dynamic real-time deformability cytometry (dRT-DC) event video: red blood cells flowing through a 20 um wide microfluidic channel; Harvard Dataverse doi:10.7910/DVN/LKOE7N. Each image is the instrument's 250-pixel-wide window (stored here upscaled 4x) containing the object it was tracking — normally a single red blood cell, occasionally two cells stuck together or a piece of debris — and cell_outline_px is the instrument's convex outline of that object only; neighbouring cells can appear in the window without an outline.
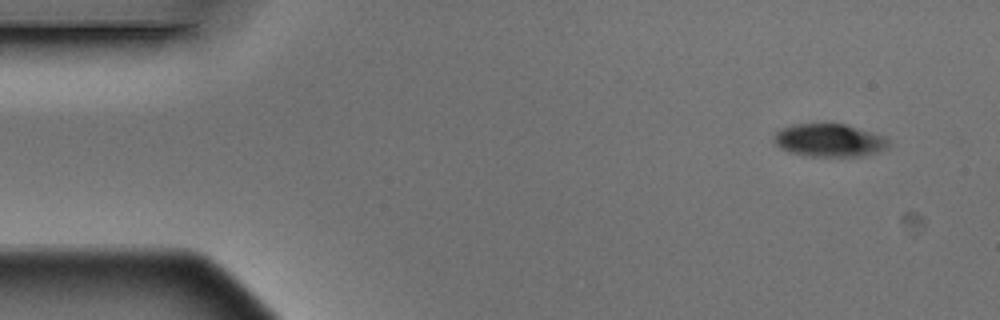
{"species": "Egyptian fruit bat (a non-hibernating species)", "species_latin": "Rousettus aegyptiacus", "temperature_condition": "warm", "stored_images_in_passage": 8, "camera_frame_rate_fps": 3000, "um_per_image_px": 0.085, "animal": {"sex": "male"}, "frame": {"image": 1, "passage_image": 1, "time_ms": 0.0, "image_size_px": [1000, 320], "cell_outline_px": [[888, 148], [864, 156], [804, 156], [788, 152], [780, 148], [772, 140], [772, 136], [780, 128], [792, 124], [844, 124], [884, 136], [888, 140]], "centroid_in_image_um": [70.43, 11.93], "position_along_channel_um": 14.6, "area_um2": 22.08}}
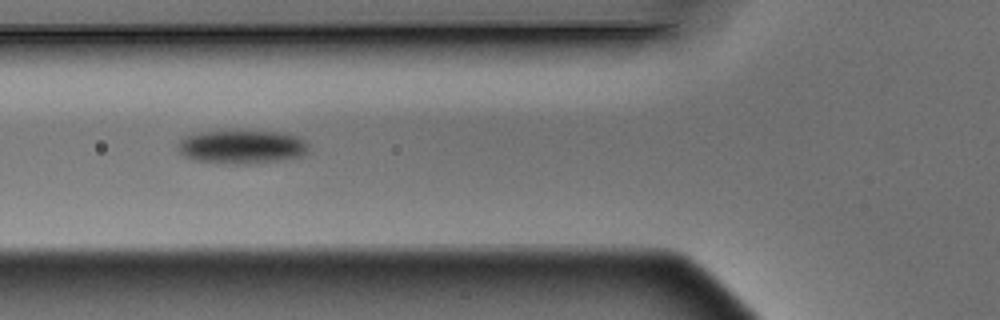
{"frame": {"image": 2, "passage_image": 5, "time_ms": 1.333, "image_size_px": [1000, 320], "cell_outline_px": [[312, 152], [304, 156], [284, 160], [256, 164], [216, 164], [196, 160], [184, 156], [180, 152], [176, 144], [184, 136], [192, 132], [284, 132], [296, 136], [304, 140], [308, 144]], "centroid_in_image_um": [20.59, 12.51], "position_along_channel_um": 105.2, "area_um2": 26.18}}
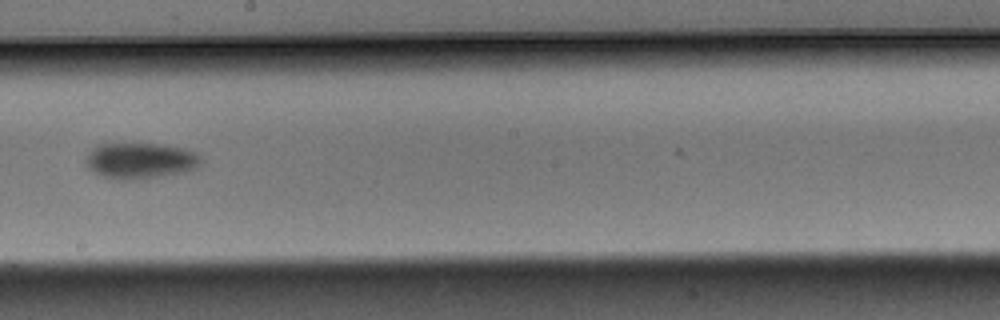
{"frame": {"image": 3, "passage_image": 8, "time_ms": 2.333, "image_size_px": [1000, 320], "cell_outline_px": [[200, 164], [196, 168], [184, 172], [156, 176], [124, 180], [120, 180], [104, 176], [88, 168], [84, 164], [84, 160], [88, 152], [92, 148], [100, 144], [164, 144], [188, 148], [200, 152]], "centroid_in_image_um": [11.95, 13.63], "position_along_channel_um": 236.3, "area_um2": 24.16}}